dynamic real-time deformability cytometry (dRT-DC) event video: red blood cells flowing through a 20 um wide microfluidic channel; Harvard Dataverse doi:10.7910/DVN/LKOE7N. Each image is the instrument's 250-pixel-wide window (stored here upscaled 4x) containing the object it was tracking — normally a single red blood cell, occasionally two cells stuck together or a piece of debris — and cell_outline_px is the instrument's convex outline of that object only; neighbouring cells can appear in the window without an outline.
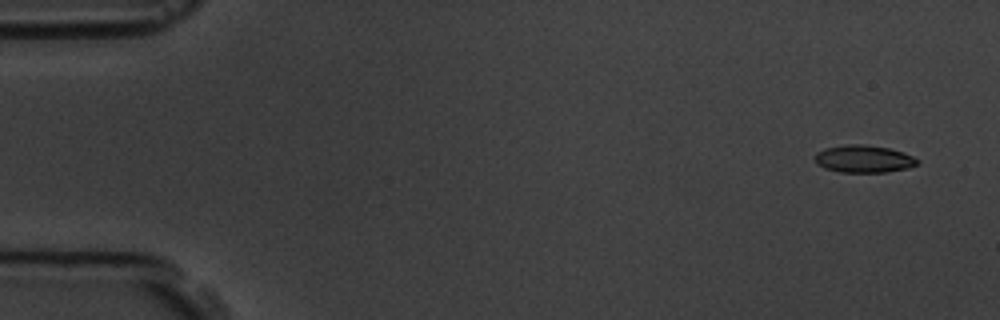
{"species": "common noctule bat (a hibernating species)", "species_latin": "Nyctalus noctula", "temperature_condition": "room temperature", "stored_images_in_passage": 5, "camera_frame_rate_fps": 3000, "um_per_image_px": 0.085, "animal": {"sex": "male", "body_mass_g": 19.5, "forearm_length_mm": 54.6}, "frame": {"image": 1, "passage_image": 1, "time_ms": 0.0, "image_size_px": [1000, 320], "cell_outline_px": [[920, 160], [916, 164], [908, 168], [884, 172], [840, 172], [824, 168], [816, 164], [816, 152], [824, 148], [848, 144], [864, 144], [888, 148], [904, 152]], "centroid_in_image_um": [73.4, 13.5], "position_along_channel_um": 11.6, "area_um2": 16.36}}
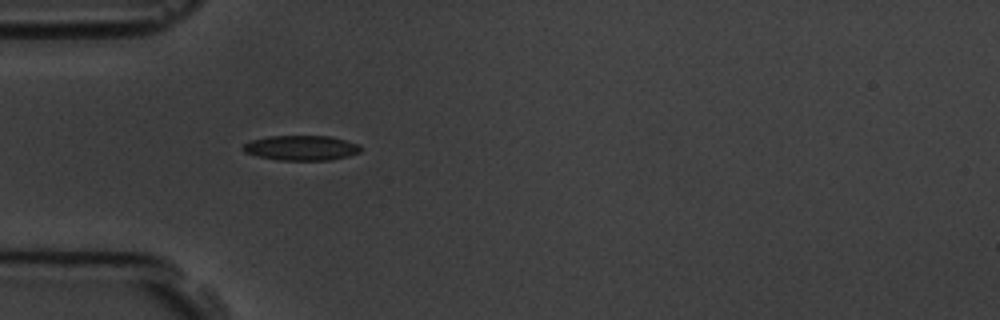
{"frame": {"image": 2, "passage_image": 5, "time_ms": 4.667, "image_size_px": [1000, 320], "cell_outline_px": [[360, 152], [348, 156], [332, 160], [280, 160], [256, 156], [244, 152], [240, 148], [244, 144], [252, 140], [268, 136], [328, 136], [360, 144]], "centroid_in_image_um": [25.58, 12.57], "position_along_channel_um": 59.4, "area_um2": 17.11}}